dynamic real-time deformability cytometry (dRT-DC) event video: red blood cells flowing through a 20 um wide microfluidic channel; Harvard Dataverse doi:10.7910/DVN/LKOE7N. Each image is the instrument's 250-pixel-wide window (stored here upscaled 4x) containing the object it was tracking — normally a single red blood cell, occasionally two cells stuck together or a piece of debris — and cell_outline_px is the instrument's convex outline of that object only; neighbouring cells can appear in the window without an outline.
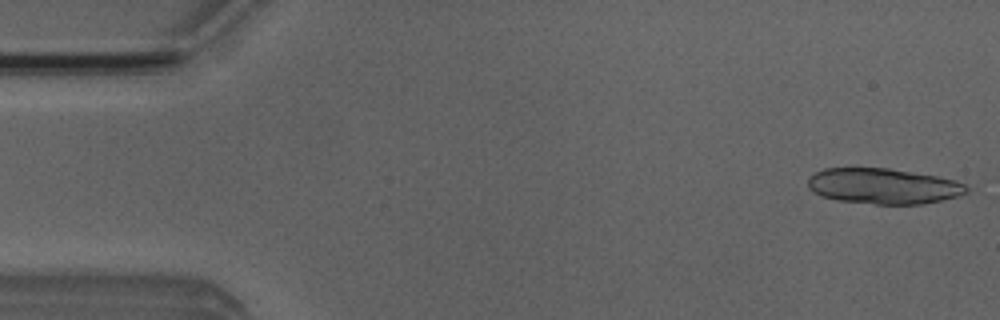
{"species": "Egyptian fruit bat (a non-hibernating species)", "species_latin": "Rousettus aegyptiacus", "temperature_condition": "room temperature", "stored_images_in_passage": 12, "camera_frame_rate_fps": 3000, "um_per_image_px": 0.085, "animal": {"sex": "male"}, "frame": {"image": 1, "passage_image": 1, "time_ms": 0.0, "image_size_px": [1000, 320], "cell_outline_px": [[968, 192], [960, 196], [924, 204], [876, 204], [836, 200], [820, 196], [812, 192], [808, 188], [808, 176], [824, 168], [888, 168], [936, 176], [956, 180], [964, 184], [968, 188]], "centroid_in_image_um": [75.06, 15.82], "position_along_channel_um": 9.9, "area_um2": 33.12}}